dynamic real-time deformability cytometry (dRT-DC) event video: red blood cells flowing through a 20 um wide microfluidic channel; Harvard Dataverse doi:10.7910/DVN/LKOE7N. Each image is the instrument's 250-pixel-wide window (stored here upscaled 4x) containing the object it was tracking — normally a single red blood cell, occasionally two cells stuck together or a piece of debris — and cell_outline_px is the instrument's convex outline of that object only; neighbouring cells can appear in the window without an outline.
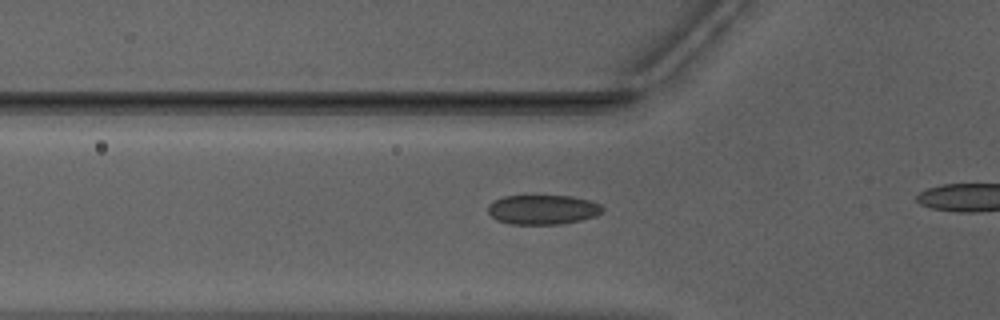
{"species": "Egyptian fruit bat (a non-hibernating species)", "species_latin": "Rousettus aegyptiacus", "temperature_condition": "warm", "stored_images_in_passage": 32, "camera_frame_rate_fps": 3000, "um_per_image_px": 0.085, "animal": {"sex": "male"}, "frame": {"image": 1, "passage_image": 8, "time_ms": 2.333, "image_size_px": [1000, 320], "cell_outline_px": [[604, 208], [596, 216], [580, 220], [556, 224], [512, 224], [496, 220], [488, 212], [488, 204], [492, 200], [504, 196], [572, 196], [592, 200], [600, 204]], "centroid_in_image_um": [46.12, 17.8], "position_along_channel_um": 79.7, "area_um2": 19.77}}
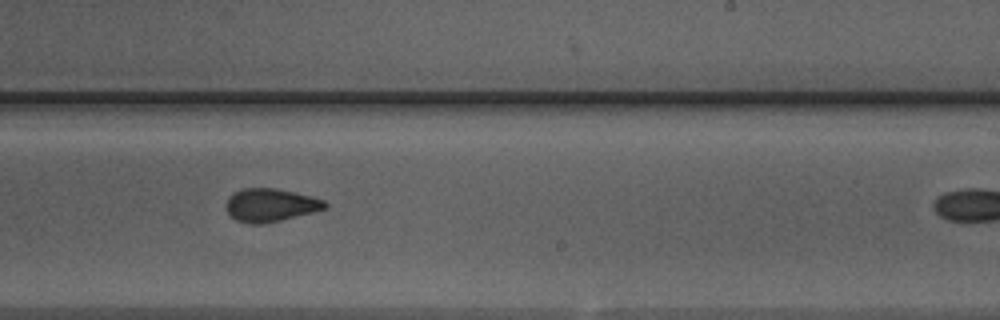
{"frame": {"image": 2, "passage_image": 22, "time_ms": 7.0, "image_size_px": [1000, 320], "cell_outline_px": [[328, 204], [324, 208], [312, 212], [280, 220], [260, 224], [252, 224], [236, 220], [228, 212], [228, 196], [232, 192], [240, 188], [276, 188], [312, 196], [324, 200]], "centroid_in_image_um": [22.98, 17.41], "position_along_channel_um": 266.0, "area_um2": 18.84}}
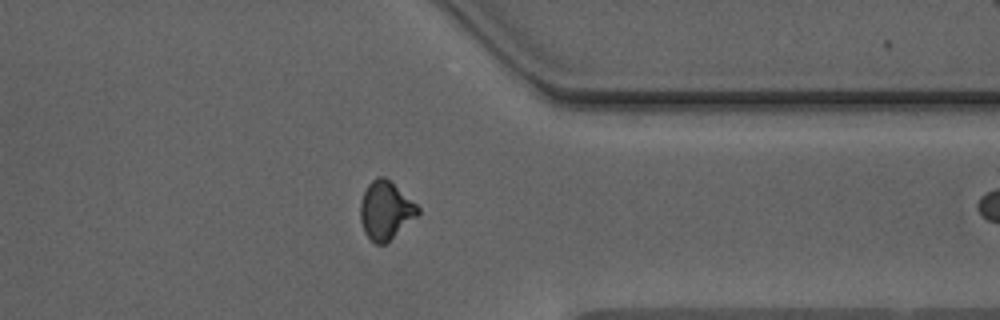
{"frame": {"image": 3, "passage_image": 31, "time_ms": 10.0, "image_size_px": [1000, 320], "cell_outline_px": [[420, 212], [416, 216], [384, 244], [376, 244], [364, 232], [360, 220], [360, 204], [364, 192], [368, 184], [376, 176], [384, 176], [416, 204], [420, 208]], "centroid_in_image_um": [32.74, 17.86], "position_along_channel_um": 378.7, "area_um2": 19.02}}